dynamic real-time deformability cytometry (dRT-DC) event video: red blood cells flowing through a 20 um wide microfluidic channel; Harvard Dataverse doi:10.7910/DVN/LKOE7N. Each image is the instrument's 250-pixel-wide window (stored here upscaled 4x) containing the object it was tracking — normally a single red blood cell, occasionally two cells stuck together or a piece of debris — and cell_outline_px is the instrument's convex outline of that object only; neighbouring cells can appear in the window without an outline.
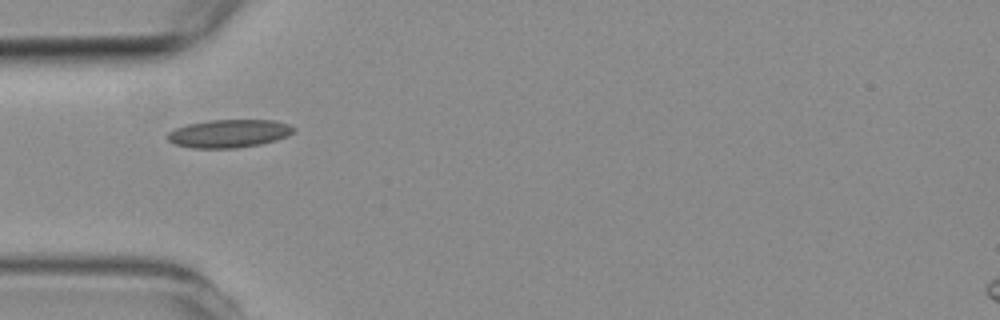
{"species": "common noctule bat (a hibernating species)", "species_latin": "Nyctalus noctula", "temperature_condition": "room temperature", "stored_images_in_passage": 9, "camera_frame_rate_fps": 3000, "um_per_image_px": 0.085, "animal": {"sex": "female", "body_mass_g": 19.3, "forearm_length_mm": 54.1}, "frame": {"image": 1, "passage_image": 6, "time_ms": 5.667, "image_size_px": [1000, 320], "cell_outline_px": [[296, 128], [288, 136], [276, 140], [260, 144], [236, 148], [192, 148], [176, 144], [168, 140], [168, 132], [176, 128], [188, 124], [208, 120], [272, 120], [288, 124]], "centroid_in_image_um": [19.47, 11.35], "position_along_channel_um": 65.5, "area_um2": 20.52}}
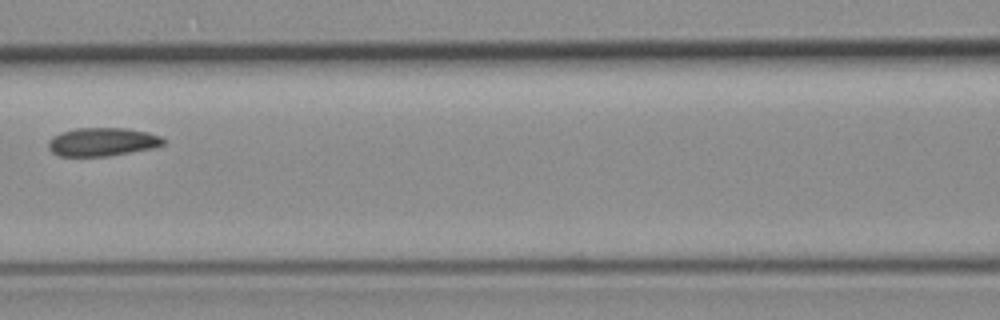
{"frame": {"image": 2, "passage_image": 8, "time_ms": 8.0, "image_size_px": [1000, 320], "cell_outline_px": [[164, 144], [152, 148], [108, 156], [60, 156], [52, 152], [48, 148], [48, 140], [52, 136], [60, 132], [76, 128], [124, 128], [148, 132], [160, 136], [164, 140]], "centroid_in_image_um": [8.65, 12.05], "position_along_channel_um": 157.9, "area_um2": 19.02}}
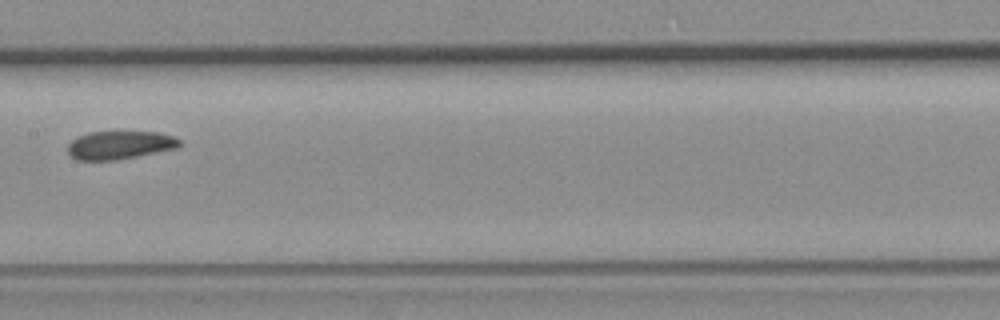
{"frame": {"image": 3, "passage_image": 9, "time_ms": 9.0, "image_size_px": [1000, 320], "cell_outline_px": [[180, 144], [176, 148], [116, 160], [76, 160], [68, 152], [68, 144], [76, 136], [88, 132], [156, 132], [172, 136], [180, 140]], "centroid_in_image_um": [10.13, 12.33], "position_along_channel_um": 197.3, "area_um2": 18.21}}